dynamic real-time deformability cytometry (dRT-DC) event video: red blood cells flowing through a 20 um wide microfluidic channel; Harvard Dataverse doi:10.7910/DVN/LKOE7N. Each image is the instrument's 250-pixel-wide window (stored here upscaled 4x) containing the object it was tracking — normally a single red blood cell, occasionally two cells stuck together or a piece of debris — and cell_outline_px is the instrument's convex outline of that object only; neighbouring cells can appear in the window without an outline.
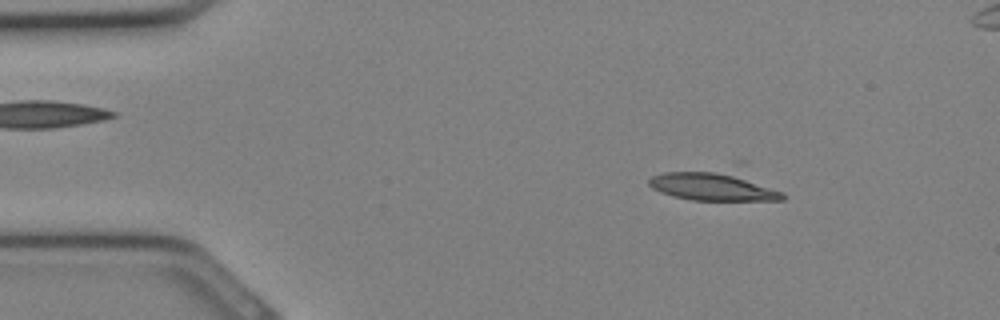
{"species": "Egyptian fruit bat (a non-hibernating species)", "species_latin": "Rousettus aegyptiacus", "temperature_condition": "cold", "stored_images_in_passage": 30, "camera_frame_rate_fps": 3000, "um_per_image_px": 0.085, "animal": {"sex": "female"}, "frame": {"image": 1, "passage_image": 4, "time_ms": 1.0, "image_size_px": [1000, 320], "cell_outline_px": [[784, 200], [692, 200], [660, 192], [652, 188], [648, 184], [648, 180], [652, 176], [664, 172], [736, 160], [744, 160], [784, 192]], "centroid_in_image_um": [60.99, 15.56], "position_along_channel_um": 24.0, "area_um2": 27.92}}
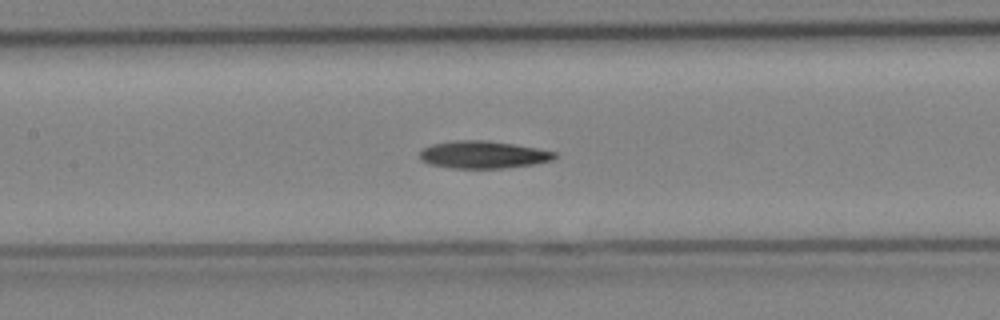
{"frame": {"image": 2, "passage_image": 14, "time_ms": 4.333, "image_size_px": [1000, 320], "cell_outline_px": [[560, 156], [552, 160], [532, 164], [504, 168], [452, 168], [428, 164], [420, 160], [420, 152], [424, 148], [432, 144], [456, 140], [488, 140], [536, 148], [556, 152]], "centroid_in_image_um": [41.07, 13.15], "position_along_channel_um": 166.3, "area_um2": 21.56}}
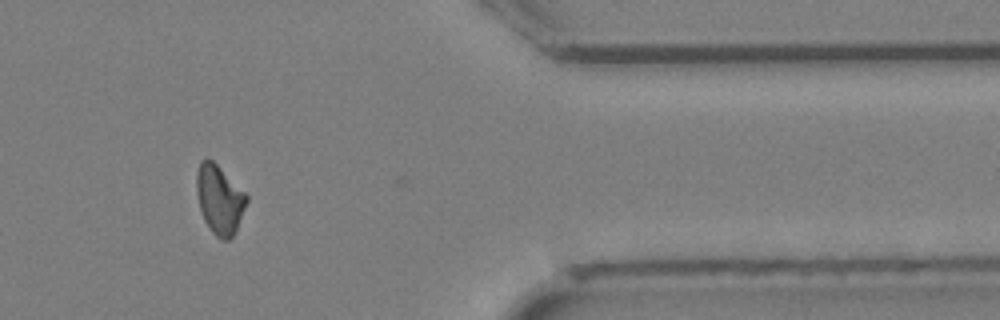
{"frame": {"image": 3, "passage_image": 26, "time_ms": 8.333, "image_size_px": [1000, 320], "cell_outline_px": [[248, 200], [236, 228], [232, 236], [228, 240], [220, 240], [212, 232], [204, 220], [200, 212], [196, 192], [196, 172], [200, 160], [212, 160], [248, 196]], "centroid_in_image_um": [18.62, 16.97], "position_along_channel_um": 392.8, "area_um2": 19.83}}